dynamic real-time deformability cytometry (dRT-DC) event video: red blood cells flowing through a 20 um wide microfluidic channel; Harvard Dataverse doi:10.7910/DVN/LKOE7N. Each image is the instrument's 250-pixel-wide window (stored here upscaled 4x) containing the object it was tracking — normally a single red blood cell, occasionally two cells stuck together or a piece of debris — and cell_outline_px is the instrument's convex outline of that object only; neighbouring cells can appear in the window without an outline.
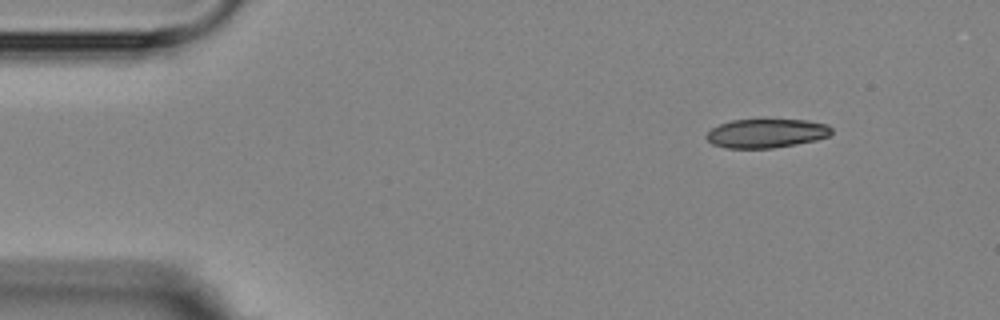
{"species": "Egyptian fruit bat (a non-hibernating species)", "species_latin": "Rousettus aegyptiacus", "temperature_condition": "room temperature", "stored_images_in_passage": 4, "segment_of_instrument_passage": [1, 2], "camera_frame_rate_fps": 3000, "um_per_image_px": 0.085, "animal": {"sex": "female"}, "frame": {"image": 1, "passage_image": 1, "time_ms": 0.0, "image_size_px": [1000, 320], "cell_outline_px": [[832, 132], [828, 136], [816, 140], [796, 144], [772, 148], [728, 148], [712, 144], [704, 136], [712, 128], [720, 124], [732, 120], [764, 116], [808, 120], [828, 124], [832, 128]], "centroid_in_image_um": [65.16, 11.27], "position_along_channel_um": 19.8, "area_um2": 22.14}}